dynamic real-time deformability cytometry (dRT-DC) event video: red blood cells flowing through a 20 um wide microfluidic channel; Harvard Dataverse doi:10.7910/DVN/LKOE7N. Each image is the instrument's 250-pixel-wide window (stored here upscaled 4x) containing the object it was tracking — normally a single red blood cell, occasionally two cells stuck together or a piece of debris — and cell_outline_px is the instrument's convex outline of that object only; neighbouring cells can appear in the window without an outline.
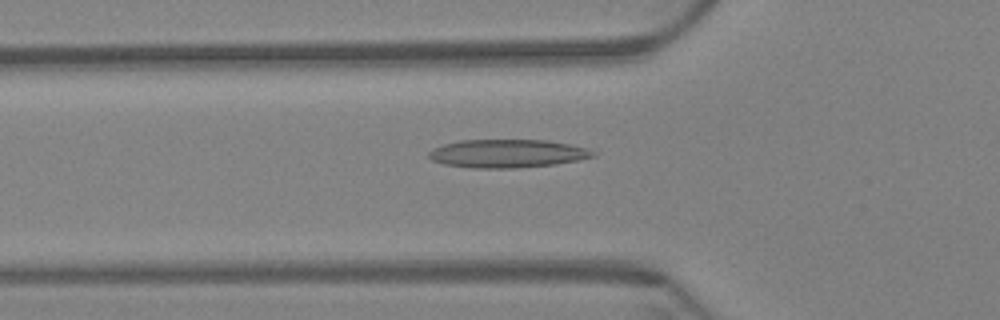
{"species": "Egyptian fruit bat (a non-hibernating species)", "species_latin": "Rousettus aegyptiacus", "temperature_condition": "warm", "stored_images_in_passage": 61, "camera_frame_rate_fps": 3000, "um_per_image_px": 0.085, "animal": {"sex": "female"}, "frame": {"image": 1, "passage_image": 21, "time_ms": 6.667, "image_size_px": [1000, 320], "cell_outline_px": [[596, 156], [556, 164], [516, 168], [472, 168], [444, 164], [432, 160], [428, 156], [428, 152], [432, 148], [444, 144], [460, 140], [548, 140], [572, 144], [596, 152]], "centroid_in_image_um": [43.11, 13.05], "position_along_channel_um": 82.7, "area_um2": 27.11}}
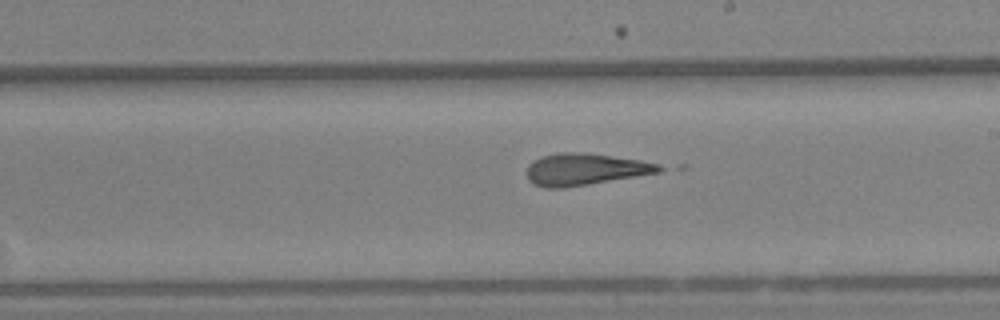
{"frame": {"image": 2, "passage_image": 35, "time_ms": 11.333, "image_size_px": [1000, 320], "cell_outline_px": [[668, 168], [660, 172], [564, 188], [544, 188], [532, 184], [528, 180], [528, 164], [532, 160], [540, 156], [560, 152], [588, 152], [640, 160], [660, 164]], "centroid_in_image_um": [49.72, 14.38], "position_along_channel_um": 239.3, "area_um2": 24.8}}
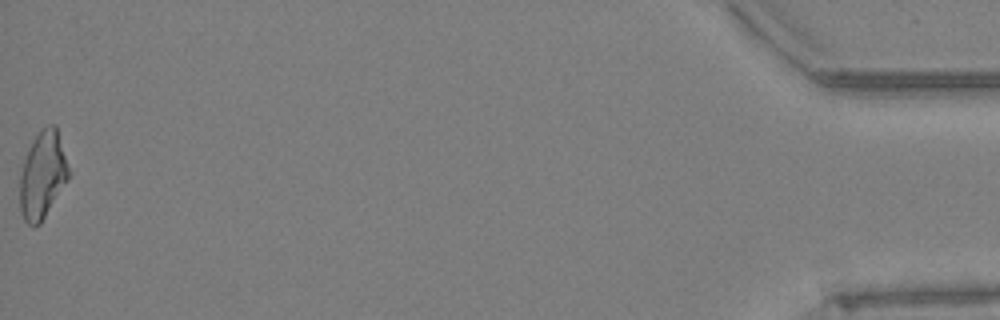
{"frame": {"image": 3, "passage_image": 61, "time_ms": 20.0, "image_size_px": [1000, 320], "cell_outline_px": [[68, 180], [40, 224], [32, 228], [24, 220], [20, 212], [20, 172], [24, 156], [32, 140], [48, 124], [56, 124], [68, 168]], "centroid_in_image_um": [3.59, 14.9], "position_along_channel_um": 431.6, "area_um2": 24.74}}